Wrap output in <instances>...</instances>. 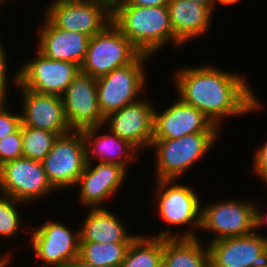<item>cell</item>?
I'll list each match as a JSON object with an SVG mask.
<instances>
[{
  "instance_id": "26",
  "label": "cell",
  "mask_w": 267,
  "mask_h": 267,
  "mask_svg": "<svg viewBox=\"0 0 267 267\" xmlns=\"http://www.w3.org/2000/svg\"><path fill=\"white\" fill-rule=\"evenodd\" d=\"M57 134L48 130L22 126V157L42 161L52 150Z\"/></svg>"
},
{
  "instance_id": "34",
  "label": "cell",
  "mask_w": 267,
  "mask_h": 267,
  "mask_svg": "<svg viewBox=\"0 0 267 267\" xmlns=\"http://www.w3.org/2000/svg\"><path fill=\"white\" fill-rule=\"evenodd\" d=\"M65 267H96L92 264L85 262L79 256L74 258L71 262H69Z\"/></svg>"
},
{
  "instance_id": "16",
  "label": "cell",
  "mask_w": 267,
  "mask_h": 267,
  "mask_svg": "<svg viewBox=\"0 0 267 267\" xmlns=\"http://www.w3.org/2000/svg\"><path fill=\"white\" fill-rule=\"evenodd\" d=\"M61 98L65 117L72 130L103 125L104 117L98 106L97 78L80 71Z\"/></svg>"
},
{
  "instance_id": "31",
  "label": "cell",
  "mask_w": 267,
  "mask_h": 267,
  "mask_svg": "<svg viewBox=\"0 0 267 267\" xmlns=\"http://www.w3.org/2000/svg\"><path fill=\"white\" fill-rule=\"evenodd\" d=\"M2 42H0V100H7V96H9V88L8 81L10 78L8 77V65H7V52L5 47L3 48Z\"/></svg>"
},
{
  "instance_id": "13",
  "label": "cell",
  "mask_w": 267,
  "mask_h": 267,
  "mask_svg": "<svg viewBox=\"0 0 267 267\" xmlns=\"http://www.w3.org/2000/svg\"><path fill=\"white\" fill-rule=\"evenodd\" d=\"M13 84L21 93V126L48 130L59 135L72 129L65 117L62 98L57 95L38 93L19 83V69L13 75Z\"/></svg>"
},
{
  "instance_id": "33",
  "label": "cell",
  "mask_w": 267,
  "mask_h": 267,
  "mask_svg": "<svg viewBox=\"0 0 267 267\" xmlns=\"http://www.w3.org/2000/svg\"><path fill=\"white\" fill-rule=\"evenodd\" d=\"M258 205L255 207V232L258 231L260 227H263L267 222V214L264 215V212L261 213Z\"/></svg>"
},
{
  "instance_id": "39",
  "label": "cell",
  "mask_w": 267,
  "mask_h": 267,
  "mask_svg": "<svg viewBox=\"0 0 267 267\" xmlns=\"http://www.w3.org/2000/svg\"><path fill=\"white\" fill-rule=\"evenodd\" d=\"M9 1H10V0H9ZM5 3H7V0H0V6L3 7V5H4Z\"/></svg>"
},
{
  "instance_id": "6",
  "label": "cell",
  "mask_w": 267,
  "mask_h": 267,
  "mask_svg": "<svg viewBox=\"0 0 267 267\" xmlns=\"http://www.w3.org/2000/svg\"><path fill=\"white\" fill-rule=\"evenodd\" d=\"M141 54L121 31L110 23L102 32L90 38L80 71L99 78L133 63Z\"/></svg>"
},
{
  "instance_id": "35",
  "label": "cell",
  "mask_w": 267,
  "mask_h": 267,
  "mask_svg": "<svg viewBox=\"0 0 267 267\" xmlns=\"http://www.w3.org/2000/svg\"><path fill=\"white\" fill-rule=\"evenodd\" d=\"M13 250H9L7 251V254L6 252L3 253L2 255L0 254V267H8L9 264L11 265V262H12V252Z\"/></svg>"
},
{
  "instance_id": "11",
  "label": "cell",
  "mask_w": 267,
  "mask_h": 267,
  "mask_svg": "<svg viewBox=\"0 0 267 267\" xmlns=\"http://www.w3.org/2000/svg\"><path fill=\"white\" fill-rule=\"evenodd\" d=\"M31 231V245L34 255L42 265L65 267L79 256L80 230H75L59 221L48 220Z\"/></svg>"
},
{
  "instance_id": "40",
  "label": "cell",
  "mask_w": 267,
  "mask_h": 267,
  "mask_svg": "<svg viewBox=\"0 0 267 267\" xmlns=\"http://www.w3.org/2000/svg\"><path fill=\"white\" fill-rule=\"evenodd\" d=\"M262 182L266 185L267 184V175L262 179ZM267 186V185H266Z\"/></svg>"
},
{
  "instance_id": "2",
  "label": "cell",
  "mask_w": 267,
  "mask_h": 267,
  "mask_svg": "<svg viewBox=\"0 0 267 267\" xmlns=\"http://www.w3.org/2000/svg\"><path fill=\"white\" fill-rule=\"evenodd\" d=\"M112 23L142 54L152 56L168 44L183 46L174 36L167 6L115 5Z\"/></svg>"
},
{
  "instance_id": "23",
  "label": "cell",
  "mask_w": 267,
  "mask_h": 267,
  "mask_svg": "<svg viewBox=\"0 0 267 267\" xmlns=\"http://www.w3.org/2000/svg\"><path fill=\"white\" fill-rule=\"evenodd\" d=\"M195 238H163L162 267H210L208 247Z\"/></svg>"
},
{
  "instance_id": "41",
  "label": "cell",
  "mask_w": 267,
  "mask_h": 267,
  "mask_svg": "<svg viewBox=\"0 0 267 267\" xmlns=\"http://www.w3.org/2000/svg\"><path fill=\"white\" fill-rule=\"evenodd\" d=\"M38 267V266H37ZM39 267H55V266H47V265H41Z\"/></svg>"
},
{
  "instance_id": "36",
  "label": "cell",
  "mask_w": 267,
  "mask_h": 267,
  "mask_svg": "<svg viewBox=\"0 0 267 267\" xmlns=\"http://www.w3.org/2000/svg\"><path fill=\"white\" fill-rule=\"evenodd\" d=\"M191 1L203 4V5H207L214 12H216V10H215V0H191Z\"/></svg>"
},
{
  "instance_id": "24",
  "label": "cell",
  "mask_w": 267,
  "mask_h": 267,
  "mask_svg": "<svg viewBox=\"0 0 267 267\" xmlns=\"http://www.w3.org/2000/svg\"><path fill=\"white\" fill-rule=\"evenodd\" d=\"M163 238L139 234L130 244L120 267H162Z\"/></svg>"
},
{
  "instance_id": "8",
  "label": "cell",
  "mask_w": 267,
  "mask_h": 267,
  "mask_svg": "<svg viewBox=\"0 0 267 267\" xmlns=\"http://www.w3.org/2000/svg\"><path fill=\"white\" fill-rule=\"evenodd\" d=\"M54 192L57 190L48 181L41 161L22 157L0 166L2 195L31 204Z\"/></svg>"
},
{
  "instance_id": "19",
  "label": "cell",
  "mask_w": 267,
  "mask_h": 267,
  "mask_svg": "<svg viewBox=\"0 0 267 267\" xmlns=\"http://www.w3.org/2000/svg\"><path fill=\"white\" fill-rule=\"evenodd\" d=\"M43 25L38 30L37 49L52 60L74 62L81 66L86 56L90 37L79 32L57 28L44 14Z\"/></svg>"
},
{
  "instance_id": "10",
  "label": "cell",
  "mask_w": 267,
  "mask_h": 267,
  "mask_svg": "<svg viewBox=\"0 0 267 267\" xmlns=\"http://www.w3.org/2000/svg\"><path fill=\"white\" fill-rule=\"evenodd\" d=\"M45 16L59 29L90 38L112 23V9L90 0H58L48 4Z\"/></svg>"
},
{
  "instance_id": "21",
  "label": "cell",
  "mask_w": 267,
  "mask_h": 267,
  "mask_svg": "<svg viewBox=\"0 0 267 267\" xmlns=\"http://www.w3.org/2000/svg\"><path fill=\"white\" fill-rule=\"evenodd\" d=\"M167 7L174 36L183 45L193 38H202L211 29L214 11L207 5L191 0H170Z\"/></svg>"
},
{
  "instance_id": "1",
  "label": "cell",
  "mask_w": 267,
  "mask_h": 267,
  "mask_svg": "<svg viewBox=\"0 0 267 267\" xmlns=\"http://www.w3.org/2000/svg\"><path fill=\"white\" fill-rule=\"evenodd\" d=\"M174 72L178 98L199 109L212 123L221 128L222 121L244 116L263 108L246 78L213 65L180 67Z\"/></svg>"
},
{
  "instance_id": "7",
  "label": "cell",
  "mask_w": 267,
  "mask_h": 267,
  "mask_svg": "<svg viewBox=\"0 0 267 267\" xmlns=\"http://www.w3.org/2000/svg\"><path fill=\"white\" fill-rule=\"evenodd\" d=\"M41 162L48 181L57 191L75 187L87 165L81 130L59 135Z\"/></svg>"
},
{
  "instance_id": "5",
  "label": "cell",
  "mask_w": 267,
  "mask_h": 267,
  "mask_svg": "<svg viewBox=\"0 0 267 267\" xmlns=\"http://www.w3.org/2000/svg\"><path fill=\"white\" fill-rule=\"evenodd\" d=\"M148 58L151 56L141 54L133 63L97 78L98 106L104 118L141 98L148 80Z\"/></svg>"
},
{
  "instance_id": "29",
  "label": "cell",
  "mask_w": 267,
  "mask_h": 267,
  "mask_svg": "<svg viewBox=\"0 0 267 267\" xmlns=\"http://www.w3.org/2000/svg\"><path fill=\"white\" fill-rule=\"evenodd\" d=\"M7 101L0 100V139L14 133L21 126V114L10 112Z\"/></svg>"
},
{
  "instance_id": "25",
  "label": "cell",
  "mask_w": 267,
  "mask_h": 267,
  "mask_svg": "<svg viewBox=\"0 0 267 267\" xmlns=\"http://www.w3.org/2000/svg\"><path fill=\"white\" fill-rule=\"evenodd\" d=\"M130 244L80 242L79 257L96 267H120Z\"/></svg>"
},
{
  "instance_id": "17",
  "label": "cell",
  "mask_w": 267,
  "mask_h": 267,
  "mask_svg": "<svg viewBox=\"0 0 267 267\" xmlns=\"http://www.w3.org/2000/svg\"><path fill=\"white\" fill-rule=\"evenodd\" d=\"M192 133H220L197 108L178 100L158 112L154 109L153 140L177 139Z\"/></svg>"
},
{
  "instance_id": "28",
  "label": "cell",
  "mask_w": 267,
  "mask_h": 267,
  "mask_svg": "<svg viewBox=\"0 0 267 267\" xmlns=\"http://www.w3.org/2000/svg\"><path fill=\"white\" fill-rule=\"evenodd\" d=\"M22 126L14 133L0 139V166L5 162L22 158Z\"/></svg>"
},
{
  "instance_id": "32",
  "label": "cell",
  "mask_w": 267,
  "mask_h": 267,
  "mask_svg": "<svg viewBox=\"0 0 267 267\" xmlns=\"http://www.w3.org/2000/svg\"><path fill=\"white\" fill-rule=\"evenodd\" d=\"M170 0H119L116 5H135L141 7L167 6Z\"/></svg>"
},
{
  "instance_id": "38",
  "label": "cell",
  "mask_w": 267,
  "mask_h": 267,
  "mask_svg": "<svg viewBox=\"0 0 267 267\" xmlns=\"http://www.w3.org/2000/svg\"><path fill=\"white\" fill-rule=\"evenodd\" d=\"M90 1L101 2L105 4L106 6H108L109 8L113 9L119 0H90Z\"/></svg>"
},
{
  "instance_id": "15",
  "label": "cell",
  "mask_w": 267,
  "mask_h": 267,
  "mask_svg": "<svg viewBox=\"0 0 267 267\" xmlns=\"http://www.w3.org/2000/svg\"><path fill=\"white\" fill-rule=\"evenodd\" d=\"M259 233L209 242L210 267H267V235Z\"/></svg>"
},
{
  "instance_id": "18",
  "label": "cell",
  "mask_w": 267,
  "mask_h": 267,
  "mask_svg": "<svg viewBox=\"0 0 267 267\" xmlns=\"http://www.w3.org/2000/svg\"><path fill=\"white\" fill-rule=\"evenodd\" d=\"M127 172L128 169L117 164L87 163L75 185L80 189L79 202L86 208L104 207L103 203L121 189Z\"/></svg>"
},
{
  "instance_id": "37",
  "label": "cell",
  "mask_w": 267,
  "mask_h": 267,
  "mask_svg": "<svg viewBox=\"0 0 267 267\" xmlns=\"http://www.w3.org/2000/svg\"><path fill=\"white\" fill-rule=\"evenodd\" d=\"M240 1H242V0H215V9H216V6L218 4L219 5H233V4H236Z\"/></svg>"
},
{
  "instance_id": "4",
  "label": "cell",
  "mask_w": 267,
  "mask_h": 267,
  "mask_svg": "<svg viewBox=\"0 0 267 267\" xmlns=\"http://www.w3.org/2000/svg\"><path fill=\"white\" fill-rule=\"evenodd\" d=\"M219 133H192L177 139L153 140L155 180H175L205 156L219 138Z\"/></svg>"
},
{
  "instance_id": "22",
  "label": "cell",
  "mask_w": 267,
  "mask_h": 267,
  "mask_svg": "<svg viewBox=\"0 0 267 267\" xmlns=\"http://www.w3.org/2000/svg\"><path fill=\"white\" fill-rule=\"evenodd\" d=\"M80 226V242L131 243L137 234L129 233L120 218L106 207L89 208Z\"/></svg>"
},
{
  "instance_id": "14",
  "label": "cell",
  "mask_w": 267,
  "mask_h": 267,
  "mask_svg": "<svg viewBox=\"0 0 267 267\" xmlns=\"http://www.w3.org/2000/svg\"><path fill=\"white\" fill-rule=\"evenodd\" d=\"M149 100V101H148ZM128 104L104 118L103 129L129 141L139 151L153 141L154 103L148 98ZM106 128H105V127Z\"/></svg>"
},
{
  "instance_id": "30",
  "label": "cell",
  "mask_w": 267,
  "mask_h": 267,
  "mask_svg": "<svg viewBox=\"0 0 267 267\" xmlns=\"http://www.w3.org/2000/svg\"><path fill=\"white\" fill-rule=\"evenodd\" d=\"M253 160L252 173L262 180L267 175V141L254 151Z\"/></svg>"
},
{
  "instance_id": "20",
  "label": "cell",
  "mask_w": 267,
  "mask_h": 267,
  "mask_svg": "<svg viewBox=\"0 0 267 267\" xmlns=\"http://www.w3.org/2000/svg\"><path fill=\"white\" fill-rule=\"evenodd\" d=\"M101 128L102 125L81 130L87 163H93L96 160L97 163L117 164L129 169L128 165L130 166L138 158L139 150L129 141L121 139L109 130L105 131V134L100 133Z\"/></svg>"
},
{
  "instance_id": "9",
  "label": "cell",
  "mask_w": 267,
  "mask_h": 267,
  "mask_svg": "<svg viewBox=\"0 0 267 267\" xmlns=\"http://www.w3.org/2000/svg\"><path fill=\"white\" fill-rule=\"evenodd\" d=\"M255 207L250 201L219 200L201 205L200 231L213 233L210 242L255 232Z\"/></svg>"
},
{
  "instance_id": "27",
  "label": "cell",
  "mask_w": 267,
  "mask_h": 267,
  "mask_svg": "<svg viewBox=\"0 0 267 267\" xmlns=\"http://www.w3.org/2000/svg\"><path fill=\"white\" fill-rule=\"evenodd\" d=\"M20 204L26 205L27 203L0 194V236L4 239L17 237L21 228H24L23 232L26 231V227H22L25 222L18 212L17 206Z\"/></svg>"
},
{
  "instance_id": "12",
  "label": "cell",
  "mask_w": 267,
  "mask_h": 267,
  "mask_svg": "<svg viewBox=\"0 0 267 267\" xmlns=\"http://www.w3.org/2000/svg\"><path fill=\"white\" fill-rule=\"evenodd\" d=\"M80 72L74 62L52 60L38 50L35 58L19 66V83L26 89L62 96Z\"/></svg>"
},
{
  "instance_id": "3",
  "label": "cell",
  "mask_w": 267,
  "mask_h": 267,
  "mask_svg": "<svg viewBox=\"0 0 267 267\" xmlns=\"http://www.w3.org/2000/svg\"><path fill=\"white\" fill-rule=\"evenodd\" d=\"M175 180H154L156 188L154 196H156L155 204H158V213L160 218L166 222L168 226L189 225L188 229L182 233L173 232L171 227L160 230L152 237L159 238H195L198 237L201 224V201L200 197L190 186L184 185ZM191 227V228H190ZM173 232V233H171Z\"/></svg>"
}]
</instances>
